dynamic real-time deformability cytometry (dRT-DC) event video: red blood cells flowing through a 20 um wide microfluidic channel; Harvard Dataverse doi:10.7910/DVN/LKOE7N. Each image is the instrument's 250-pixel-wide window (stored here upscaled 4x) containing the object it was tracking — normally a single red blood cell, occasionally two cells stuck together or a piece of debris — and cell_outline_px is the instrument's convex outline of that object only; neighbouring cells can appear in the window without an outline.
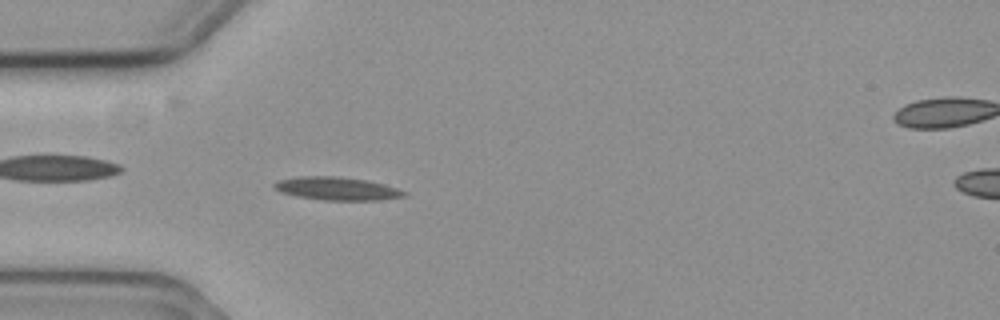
{"species": "common noctule bat (a hibernating species)", "species_latin": "Nyctalus noctula", "temperature_condition": "cold", "stored_images_in_passage": 59, "camera_frame_rate_fps": 3000, "um_per_image_px": 0.085, "animal": {"sex": "female", "body_mass_g": 19.3, "forearm_length_mm": 54.1}, "frame": {"image": 1, "passage_image": 18, "time_ms": 5.667, "image_size_px": [1000, 320], "cell_outline_px": [[408, 192], [404, 196], [380, 200], [324, 200], [296, 196], [284, 192], [276, 188], [272, 184], [276, 180], [304, 176], [336, 176], [364, 180], [384, 184]], "centroid_in_image_um": [28.65, 16.03], "position_along_channel_um": 56.4, "area_um2": 17.22}}
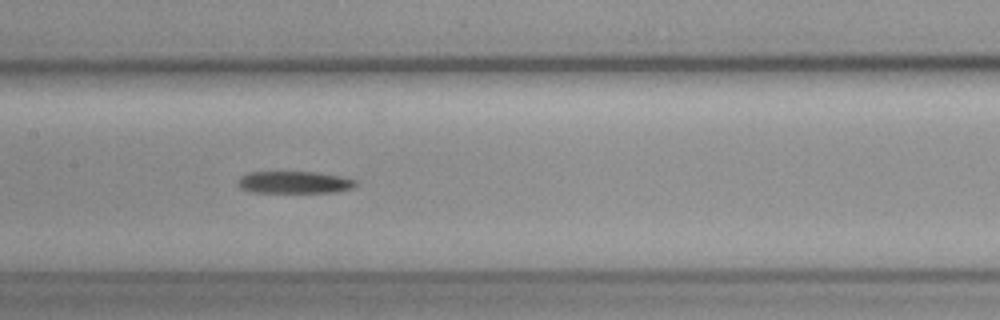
{"frame": {"image": 2, "passage_image": 29, "time_ms": 9.333, "image_size_px": [1000, 320], "cell_outline_px": [[356, 184], [352, 188], [336, 192], [252, 192], [240, 188], [236, 184], [240, 176], [248, 172], [312, 172], [340, 176], [356, 180]], "centroid_in_image_um": [24.97, 15.5], "position_along_channel_um": 182.4, "area_um2": 15.14}}
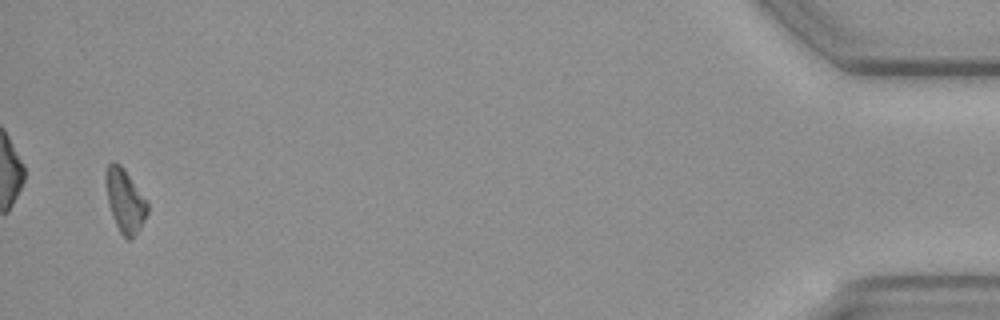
{"frame": {"image": 3, "passage_image": 57, "time_ms": 18.667, "image_size_px": [1000, 320], "cell_outline_px": [[148, 212], [140, 228], [128, 240], [120, 232], [116, 224], [108, 204], [104, 176], [104, 172], [108, 164], [112, 160], [120, 164], [124, 168], [148, 200]], "centroid_in_image_um": [10.61, 16.98], "position_along_channel_um": 424.6, "area_um2": 15.49}}